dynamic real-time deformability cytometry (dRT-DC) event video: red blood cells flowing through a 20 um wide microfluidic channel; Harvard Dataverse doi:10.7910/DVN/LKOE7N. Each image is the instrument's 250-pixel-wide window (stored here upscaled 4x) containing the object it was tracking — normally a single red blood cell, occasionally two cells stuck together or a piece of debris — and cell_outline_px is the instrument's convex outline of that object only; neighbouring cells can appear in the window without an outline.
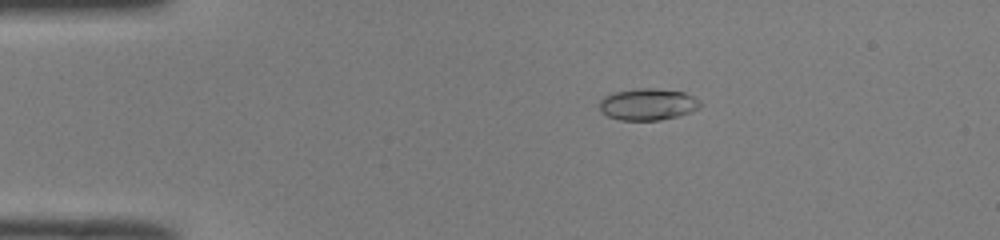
{"species": "common noctule bat (a hibernating species)", "species_latin": "Nyctalus noctula", "temperature_condition": "room temperature", "stored_images_in_passage": 42, "camera_frame_rate_fps": 3000, "um_per_image_px": 0.085, "animal": {"sex": "male", "body_mass_g": 19.0, "forearm_length_mm": 50.8}, "frame": {"image": 1, "passage_image": 1, "time_ms": 0.0, "image_size_px": [1000, 240], "cell_outline_px": [[704, 104], [700, 108], [676, 116], [660, 120], [620, 120], [608, 116], [600, 108], [600, 100], [604, 96], [612, 92], [636, 88], [656, 88], [684, 92], [700, 100]], "centroid_in_image_um": [55.08, 8.85], "position_along_channel_um": 29.9, "area_um2": 18.67}}
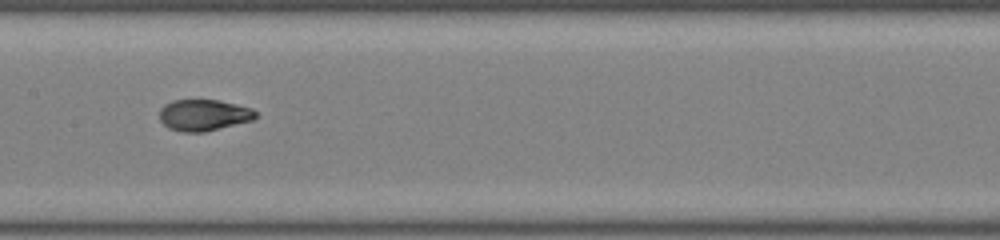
{"frame": {"image": 2, "passage_image": 17, "time_ms": 5.333, "image_size_px": [1000, 240], "cell_outline_px": [[256, 116], [252, 120], [204, 132], [180, 132], [168, 128], [160, 120], [160, 108], [164, 104], [172, 100], [216, 100], [236, 104], [252, 108], [256, 112]], "centroid_in_image_um": [17.28, 9.78], "position_along_channel_um": 190.1, "area_um2": 17.51}}
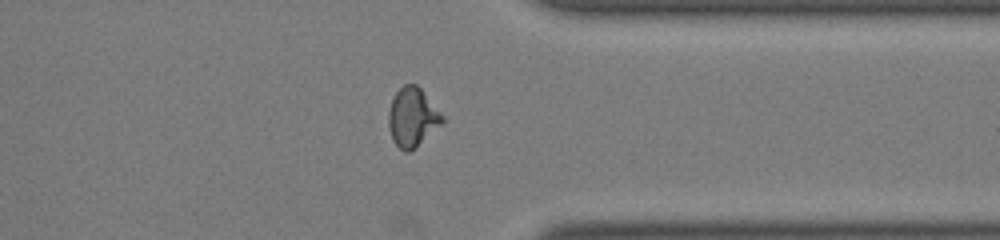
{"frame": {"image": 3, "passage_image": 31, "time_ms": 10.0, "image_size_px": [1000, 240], "cell_outline_px": [[444, 120], [440, 124], [408, 152], [404, 152], [392, 140], [388, 128], [388, 112], [392, 100], [396, 92], [404, 84], [416, 84], [420, 88], [444, 116]], "centroid_in_image_um": [35.01, 9.94], "position_along_channel_um": 376.4, "area_um2": 17.98}, "authors_computed_cell_mechanics": {"area_um2": 17.8602, "velocity_mm_per_s": 4.0687, "shape_relaxation_time_tau1_ms": 8.0916, "shape_relaxation_time_tau2_ms": 0.7091, "deformation_change_tau1": 0.2806, "deformation_change_tau2": 0.0521}}